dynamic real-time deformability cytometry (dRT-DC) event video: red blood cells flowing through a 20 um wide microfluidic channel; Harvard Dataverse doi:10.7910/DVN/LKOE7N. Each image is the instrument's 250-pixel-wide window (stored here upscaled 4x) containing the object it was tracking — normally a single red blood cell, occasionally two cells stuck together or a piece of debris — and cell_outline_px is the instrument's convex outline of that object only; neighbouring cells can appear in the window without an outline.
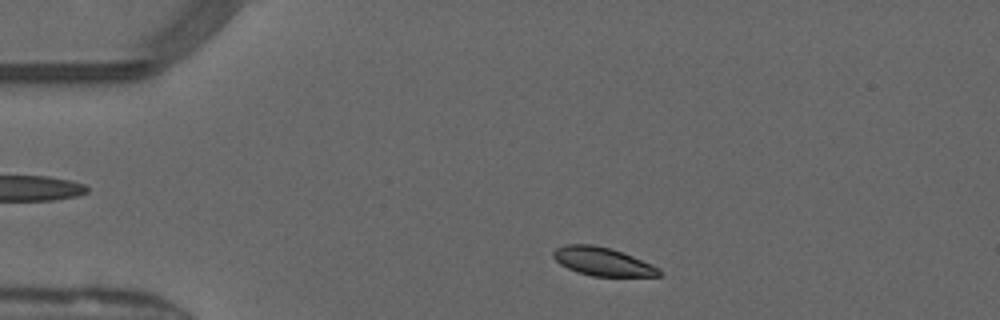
{"species": "common noctule bat (a hibernating species)", "species_latin": "Nyctalus noctula", "temperature_condition": "warm", "stored_images_in_passage": 44, "camera_frame_rate_fps": 3000, "um_per_image_px": 0.085, "animal": {"sex": "male", "forearm_length_mm": 52.5}, "frame": {"image": 1, "passage_image": 4, "time_ms": 1.0, "image_size_px": [1000, 320], "cell_outline_px": [[660, 276], [592, 276], [576, 272], [560, 264], [552, 256], [552, 252], [556, 248], [564, 244], [592, 244], [612, 248], [632, 256], [660, 268]], "centroid_in_image_um": [51.18, 22.22], "position_along_channel_um": 33.8, "area_um2": 17.51}}
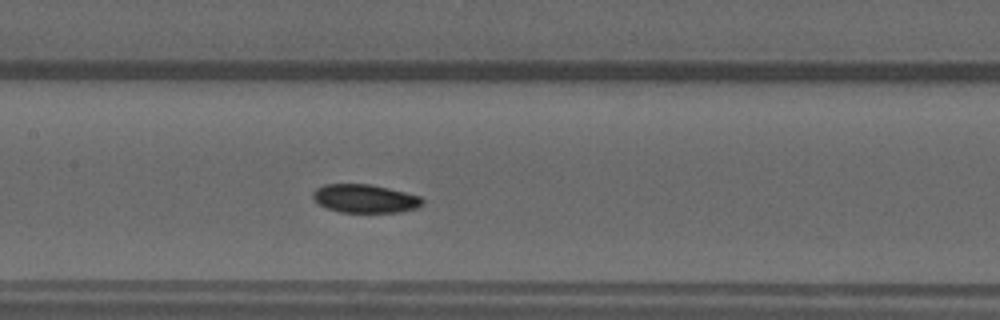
{"frame": {"image": 2, "passage_image": 18, "time_ms": 5.667, "image_size_px": [1000, 320], "cell_outline_px": [[424, 204], [420, 208], [400, 212], [340, 212], [328, 208], [320, 204], [312, 196], [312, 192], [316, 188], [324, 184], [368, 184], [388, 188], [420, 196], [424, 200]], "centroid_in_image_um": [31.06, 16.88], "position_along_channel_um": 176.3, "area_um2": 18.15}}
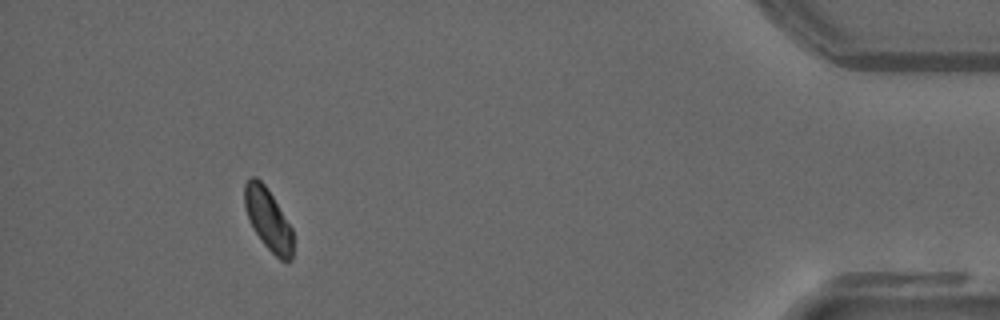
{"frame": {"image": 3, "passage_image": 40, "time_ms": 13.0, "image_size_px": [1000, 320], "cell_outline_px": [[292, 260], [288, 264], [280, 260], [264, 244], [256, 232], [248, 216], [244, 204], [244, 184], [252, 176], [256, 176], [268, 188], [292, 228]], "centroid_in_image_um": [22.8, 18.64], "position_along_channel_um": 412.4, "area_um2": 17.28}, "authors_computed_cell_mechanics": {"area_um2": 18.2359, "velocity_mm_per_s": 4.0659, "shape_relaxation_time_tau1_ms": 2.8345, "shape_relaxation_time_tau2_ms": null, "deformation_change_tau1": 0.1076, "deformation_change_tau2": null}}